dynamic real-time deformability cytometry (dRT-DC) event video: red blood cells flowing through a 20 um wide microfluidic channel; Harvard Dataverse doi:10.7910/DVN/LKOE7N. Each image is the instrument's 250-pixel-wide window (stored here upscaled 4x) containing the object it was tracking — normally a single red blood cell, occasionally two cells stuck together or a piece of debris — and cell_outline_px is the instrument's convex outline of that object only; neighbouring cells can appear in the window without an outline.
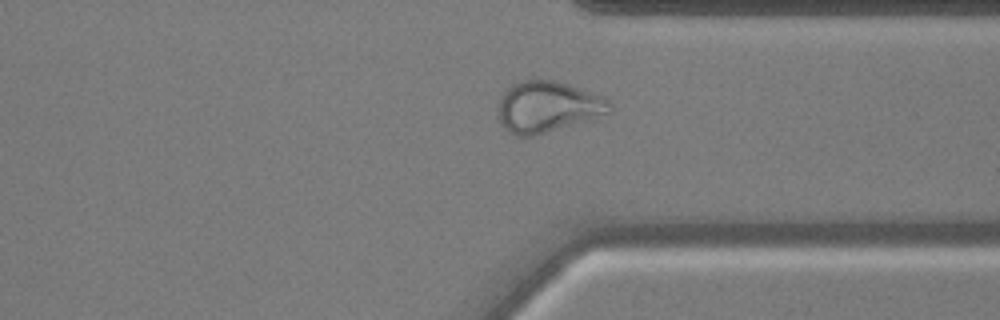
{"species": "common noctule bat (a hibernating species)", "species_latin": "Nyctalus noctula", "temperature_condition": "cold", "stored_images_in_passage": 54, "camera_frame_rate_fps": 3000, "um_per_image_px": 0.085, "animal": {"sex": "male", "body_mass_g": 17.9, "forearm_length_mm": 54.2}, "frame": {"image": 1, "passage_image": 41, "time_ms": 13.333, "image_size_px": [1000, 320], "cell_outline_px": [[612, 112], [592, 120], [536, 136], [516, 136], [508, 132], [504, 128], [500, 120], [500, 96], [516, 80], [556, 80], [604, 96], [612, 104]], "centroid_in_image_um": [46.6, 9.09], "position_along_channel_um": 364.8, "area_um2": 33.7}}
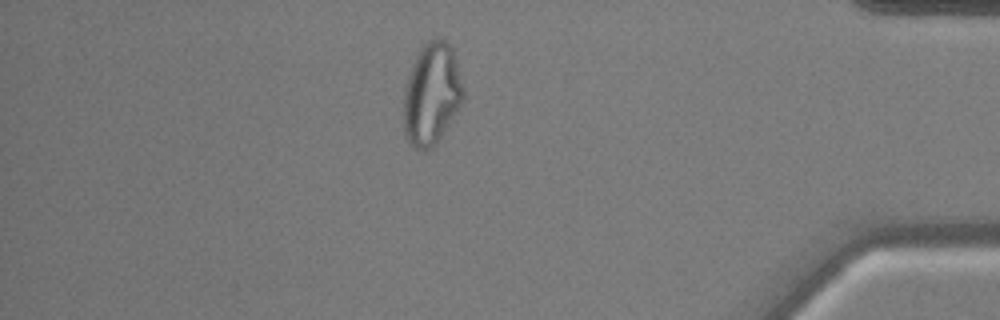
{"frame": {"image": 2, "passage_image": 47, "time_ms": 15.333, "image_size_px": [1000, 320], "cell_outline_px": [[464, 100], [440, 136], [424, 152], [408, 144], [404, 136], [404, 88], [412, 64], [420, 48], [428, 40], [444, 40], [452, 48], [464, 92]], "centroid_in_image_um": [36.66, 8.0], "position_along_channel_um": 398.5, "area_um2": 34.85}}